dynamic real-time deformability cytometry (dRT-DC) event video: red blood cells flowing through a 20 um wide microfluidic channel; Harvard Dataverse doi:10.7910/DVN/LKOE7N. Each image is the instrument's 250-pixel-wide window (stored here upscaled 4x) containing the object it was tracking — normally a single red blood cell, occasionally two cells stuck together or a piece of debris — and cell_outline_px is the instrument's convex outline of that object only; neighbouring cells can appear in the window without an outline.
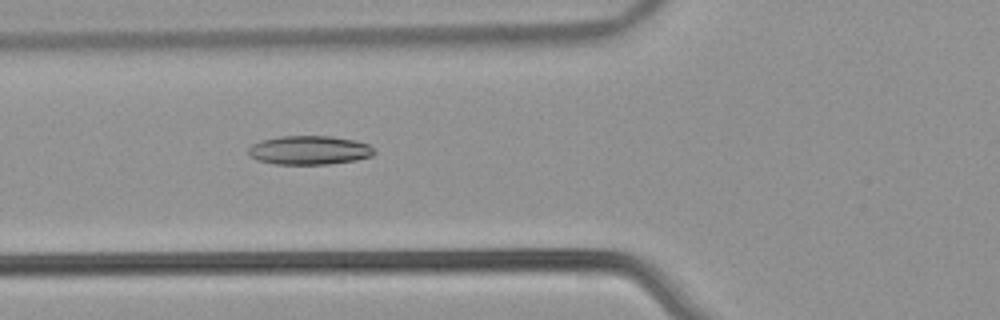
{"species": "common noctule bat (a hibernating species)", "species_latin": "Nyctalus noctula", "temperature_condition": "warm", "stored_images_in_passage": 42, "camera_frame_rate_fps": 3000, "um_per_image_px": 0.085, "animal": {"sex": "male", "body_mass_g": 21.5, "forearm_length_mm": 52.0}, "frame": {"image": 1, "passage_image": 9, "time_ms": 2.667, "image_size_px": [1000, 320], "cell_outline_px": [[376, 152], [372, 156], [356, 160], [328, 164], [276, 164], [256, 160], [248, 156], [248, 148], [252, 144], [260, 140], [280, 136], [332, 136], [356, 140], [368, 144]], "centroid_in_image_um": [26.27, 12.76], "position_along_channel_um": 99.5, "area_um2": 21.39}}
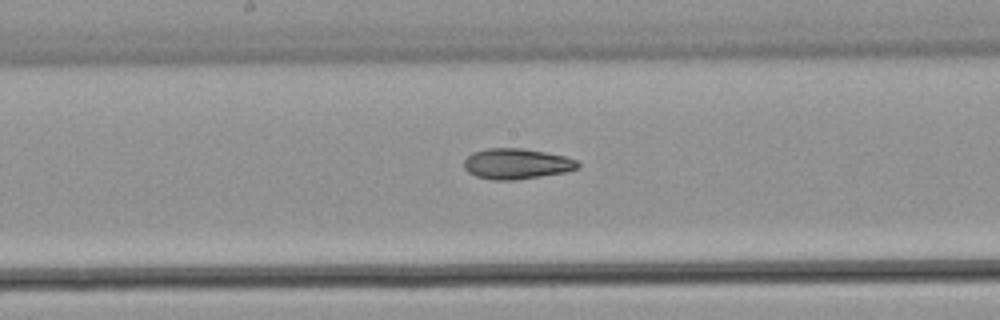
{"frame": {"image": 2, "passage_image": 17, "time_ms": 5.333, "image_size_px": [1000, 320], "cell_outline_px": [[580, 168], [568, 172], [512, 180], [492, 180], [476, 176], [468, 172], [464, 168], [464, 160], [472, 152], [488, 148], [524, 148], [564, 156], [576, 160], [580, 164]], "centroid_in_image_um": [43.92, 13.92], "position_along_channel_um": 204.3, "area_um2": 20.35}}
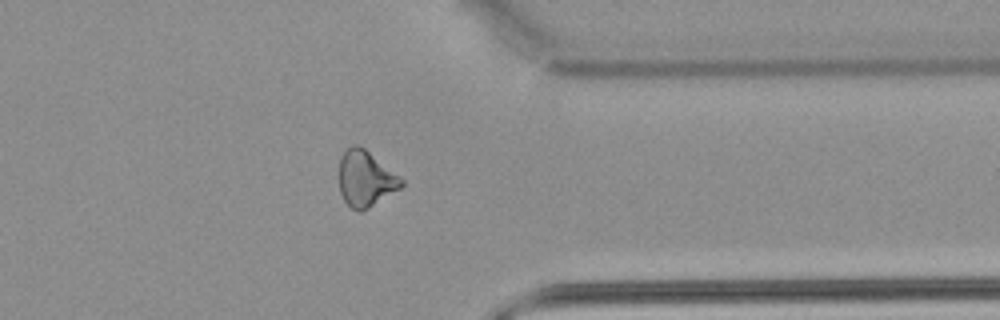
{"frame": {"image": 3, "passage_image": 31, "time_ms": 10.0, "image_size_px": [1000, 320], "cell_outline_px": [[404, 184], [400, 188], [368, 208], [360, 212], [356, 212], [344, 200], [340, 192], [336, 176], [340, 156], [352, 144], [356, 144], [364, 148], [400, 176], [404, 180]], "centroid_in_image_um": [31.02, 15.18], "position_along_channel_um": 380.4, "area_um2": 20.58}}